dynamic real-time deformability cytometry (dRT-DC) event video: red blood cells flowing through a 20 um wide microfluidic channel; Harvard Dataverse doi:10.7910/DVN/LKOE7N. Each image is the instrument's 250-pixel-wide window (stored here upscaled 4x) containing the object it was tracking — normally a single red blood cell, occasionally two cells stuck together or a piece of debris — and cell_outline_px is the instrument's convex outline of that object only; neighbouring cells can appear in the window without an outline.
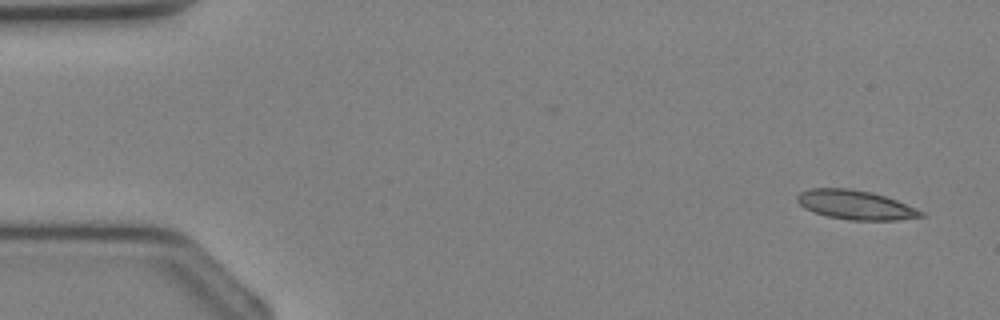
{"species": "Egyptian fruit bat (a non-hibernating species)", "species_latin": "Rousettus aegyptiacus", "temperature_condition": "cold", "stored_images_in_passage": 35, "camera_frame_rate_fps": 3000, "um_per_image_px": 0.085, "animal": {"sex": "female"}, "frame": {"image": 1, "passage_image": 1, "time_ms": 0.0, "image_size_px": [1000, 320], "cell_outline_px": [[928, 216], [896, 220], [848, 220], [828, 216], [812, 212], [804, 208], [796, 200], [796, 196], [800, 192], [808, 188], [848, 188], [872, 192], [896, 200], [916, 208], [924, 212]], "centroid_in_image_um": [72.71, 17.41], "position_along_channel_um": 12.3, "area_um2": 21.21}}
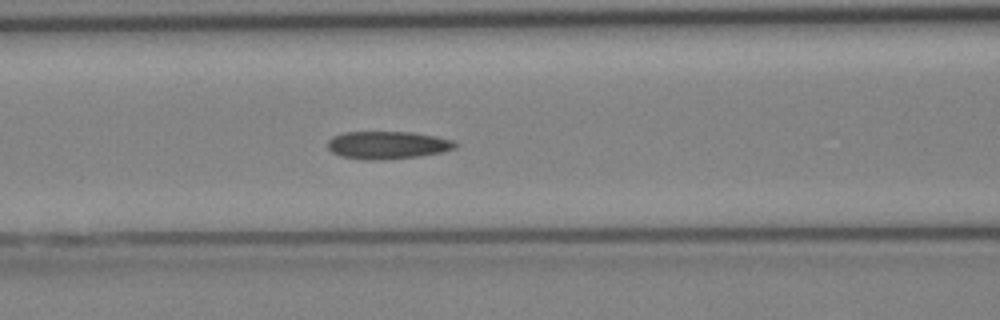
{"frame": {"image": 2, "passage_image": 14, "time_ms": 4.333, "image_size_px": [1000, 320], "cell_outline_px": [[456, 148], [440, 152], [420, 156], [372, 160], [364, 160], [340, 156], [332, 152], [328, 148], [328, 140], [332, 136], [344, 132], [412, 132], [436, 136], [456, 140]], "centroid_in_image_um": [32.93, 12.32], "position_along_channel_um": 133.7, "area_um2": 20.63}}
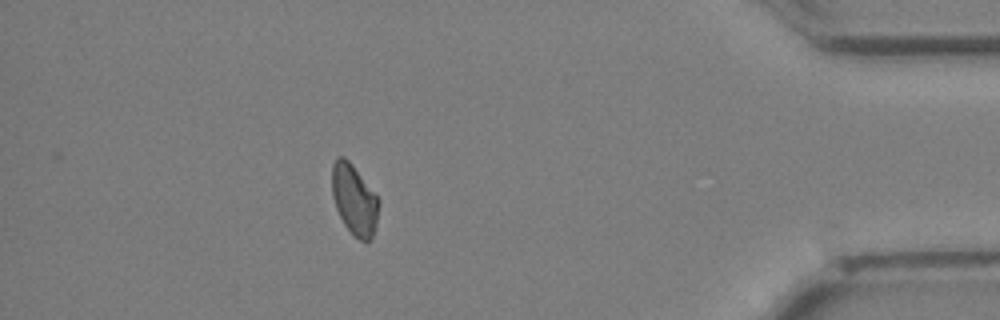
{"frame": {"image": 3, "passage_image": 31, "time_ms": 10.0, "image_size_px": [1000, 320], "cell_outline_px": [[380, 204], [376, 224], [372, 236], [368, 240], [360, 240], [344, 224], [336, 208], [332, 196], [332, 164], [336, 156], [344, 156], [352, 164], [380, 200]], "centroid_in_image_um": [30.1, 16.92], "position_along_channel_um": 405.1, "area_um2": 19.02}}